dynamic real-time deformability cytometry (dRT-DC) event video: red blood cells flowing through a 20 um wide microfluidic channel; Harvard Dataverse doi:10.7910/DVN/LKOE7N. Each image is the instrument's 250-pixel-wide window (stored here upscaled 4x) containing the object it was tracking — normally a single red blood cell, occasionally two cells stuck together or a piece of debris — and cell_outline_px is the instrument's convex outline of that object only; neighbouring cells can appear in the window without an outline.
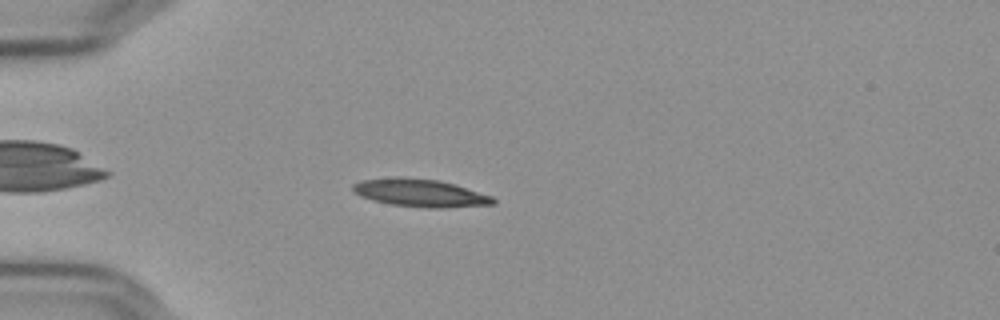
{"species": "Egyptian fruit bat (a non-hibernating species)", "species_latin": "Rousettus aegyptiacus", "temperature_condition": "cold", "stored_images_in_passage": 47, "camera_frame_rate_fps": 3000, "um_per_image_px": 0.085, "frame": {"image": 1, "passage_image": 7, "time_ms": 2.0, "image_size_px": [1000, 320], "cell_outline_px": [[496, 204], [448, 208], [428, 208], [392, 204], [372, 200], [360, 196], [352, 192], [352, 184], [360, 180], [396, 176], [400, 176], [440, 180], [456, 184], [492, 196], [496, 200]], "centroid_in_image_um": [35.71, 16.39], "position_along_channel_um": 49.3, "area_um2": 23.12}}
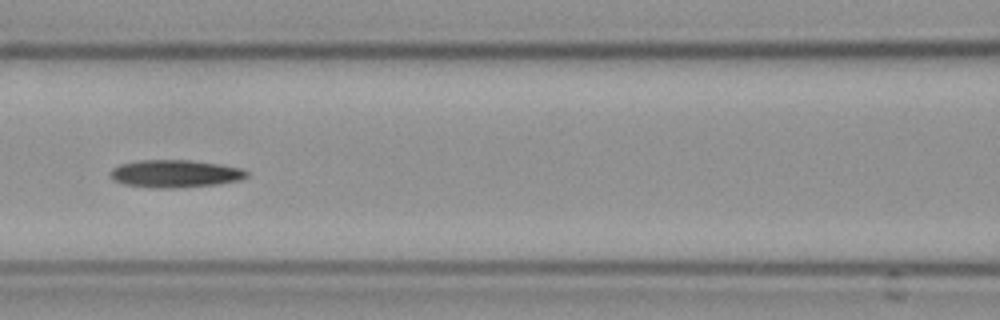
{"frame": {"image": 2, "passage_image": 17, "time_ms": 5.333, "image_size_px": [1000, 320], "cell_outline_px": [[248, 176], [240, 180], [220, 184], [176, 188], [148, 188], [124, 184], [112, 180], [108, 176], [108, 172], [112, 168], [120, 164], [140, 160], [188, 160], [220, 164], [240, 168], [248, 172]], "centroid_in_image_um": [14.84, 14.77], "position_along_channel_um": 151.8, "area_um2": 22.25}}
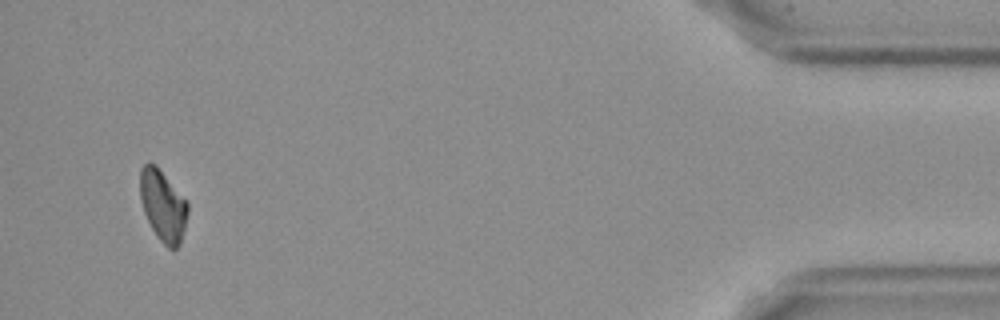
{"frame": {"image": 3, "passage_image": 45, "time_ms": 14.667, "image_size_px": [1000, 320], "cell_outline_px": [[188, 212], [180, 244], [176, 248], [168, 248], [156, 236], [144, 212], [140, 200], [140, 168], [148, 160], [156, 164], [188, 200]], "centroid_in_image_um": [13.85, 17.41], "position_along_channel_um": 421.4, "area_um2": 20.06}, "authors_computed_cell_mechanics": {"area_um2": 21.5016, "velocity_mm_per_s": 3.6358, "shape_relaxation_time_tau1_ms": 3.4919, "shape_relaxation_time_tau2_ms": null, "deformation_change_tau1": 0.1199, "deformation_change_tau2": null}}